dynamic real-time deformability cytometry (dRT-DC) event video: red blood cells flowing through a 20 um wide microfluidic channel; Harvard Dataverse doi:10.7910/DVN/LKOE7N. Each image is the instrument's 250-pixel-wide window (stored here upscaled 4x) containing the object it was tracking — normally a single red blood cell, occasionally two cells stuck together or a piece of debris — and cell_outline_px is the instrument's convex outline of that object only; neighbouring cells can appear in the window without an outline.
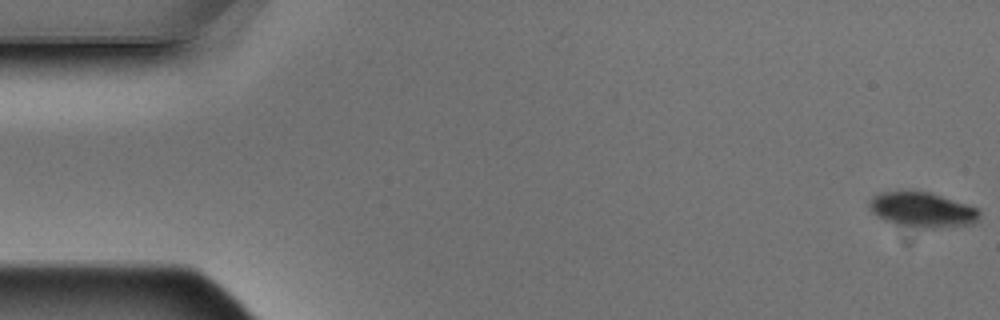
{"species": "Egyptian fruit bat (a non-hibernating species)", "species_latin": "Rousettus aegyptiacus", "temperature_condition": "warm", "stored_images_in_passage": 5, "camera_frame_rate_fps": 3000, "um_per_image_px": 0.085, "animal": {"sex": "male"}, "frame": {"image": 1, "passage_image": 1, "time_ms": 0.0, "image_size_px": [1000, 320], "cell_outline_px": [[980, 220], [972, 224], [932, 228], [920, 228], [896, 224], [884, 220], [872, 212], [868, 208], [868, 204], [872, 196], [880, 192], [912, 188], [932, 192], [980, 208]], "centroid_in_image_um": [78.39, 17.78], "position_along_channel_um": 6.6, "area_um2": 23.41}}
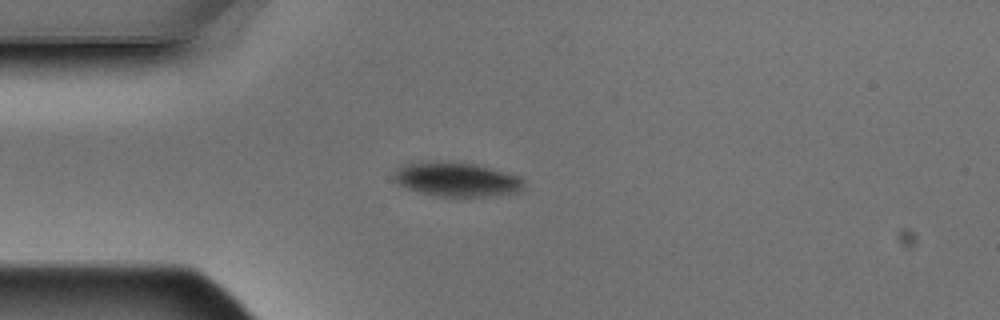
{"frame": {"image": 2, "passage_image": 5, "time_ms": 1.333, "image_size_px": [1000, 320], "cell_outline_px": [[524, 188], [520, 192], [488, 196], [436, 196], [416, 192], [396, 184], [392, 180], [392, 176], [396, 168], [404, 164], [472, 164], [520, 176], [524, 180]], "centroid_in_image_um": [38.81, 15.31], "position_along_channel_um": 46.2, "area_um2": 25.2}}